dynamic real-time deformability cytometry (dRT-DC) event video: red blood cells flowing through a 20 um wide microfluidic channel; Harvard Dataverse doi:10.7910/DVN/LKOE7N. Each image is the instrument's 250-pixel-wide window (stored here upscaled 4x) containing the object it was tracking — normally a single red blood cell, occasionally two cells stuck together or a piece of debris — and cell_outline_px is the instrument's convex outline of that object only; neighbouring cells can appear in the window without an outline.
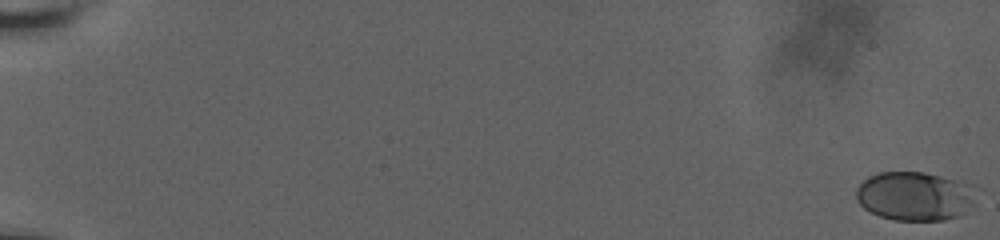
{"species": "human", "species_latin": "Homo sapiens", "temperature_condition": "room temperature", "stored_images_in_passage": 59, "camera_frame_rate_fps": 3000, "um_per_image_px": 0.085, "donor": {"sex": "male"}, "frame": {"image": 1, "passage_image": 1, "time_ms": 0.0, "image_size_px": [1000, 240], "cell_outline_px": [[980, 188], [964, 212], [960, 216], [944, 220], [892, 220], [880, 216], [864, 208], [856, 200], [856, 188], [868, 176], [876, 172], [924, 172], [972, 184]], "centroid_in_image_um": [77.75, 16.66], "position_along_channel_um": 7.2, "area_um2": 34.39}}
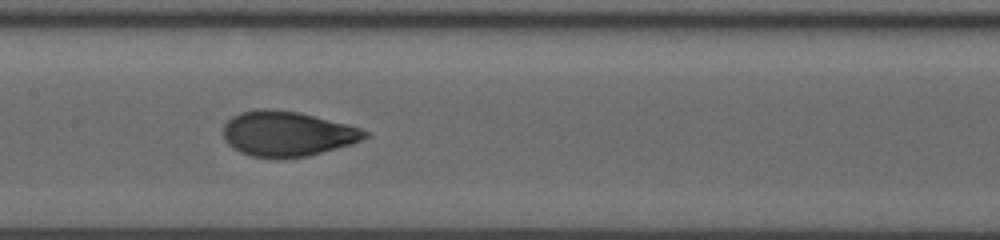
{"frame": {"image": 2, "passage_image": 33, "time_ms": 10.667, "image_size_px": [1000, 240], "cell_outline_px": [[368, 136], [352, 144], [308, 156], [252, 156], [240, 152], [232, 148], [224, 140], [224, 124], [232, 116], [240, 112], [260, 108], [264, 108], [300, 112], [348, 124], [360, 128], [368, 132]], "centroid_in_image_um": [24.41, 11.34], "position_along_channel_um": 183.0, "area_um2": 36.82}}
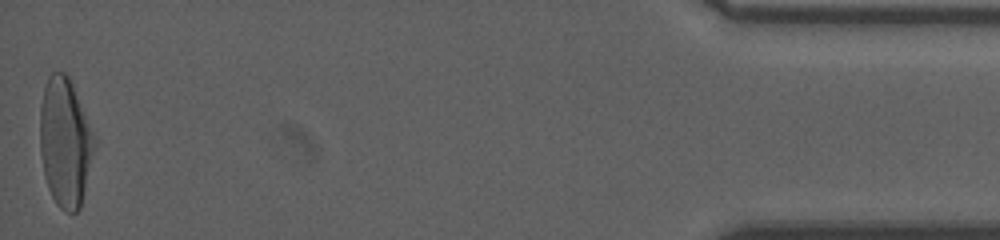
{"frame": {"image": 3, "passage_image": 59, "time_ms": 19.333, "image_size_px": [1000, 240], "cell_outline_px": [[96, 144], [80, 208], [76, 212], [64, 212], [56, 204], [48, 188], [44, 176], [40, 152], [40, 104], [44, 88], [48, 76], [52, 72], [64, 72], [68, 76], [72, 84], [96, 136]], "centroid_in_image_um": [5.53, 12.1], "position_along_channel_um": 429.7, "area_um2": 41.1}, "authors_computed_cell_mechanics": {"area_um2": 36.2406, "velocity_mm_per_s": 3.7906, "shape_relaxation_time_tau1_ms": 5.3257, "shape_relaxation_time_tau2_ms": 0.7572, "deformation_change_tau1": 0.2187, "deformation_change_tau2": 0.0549}}